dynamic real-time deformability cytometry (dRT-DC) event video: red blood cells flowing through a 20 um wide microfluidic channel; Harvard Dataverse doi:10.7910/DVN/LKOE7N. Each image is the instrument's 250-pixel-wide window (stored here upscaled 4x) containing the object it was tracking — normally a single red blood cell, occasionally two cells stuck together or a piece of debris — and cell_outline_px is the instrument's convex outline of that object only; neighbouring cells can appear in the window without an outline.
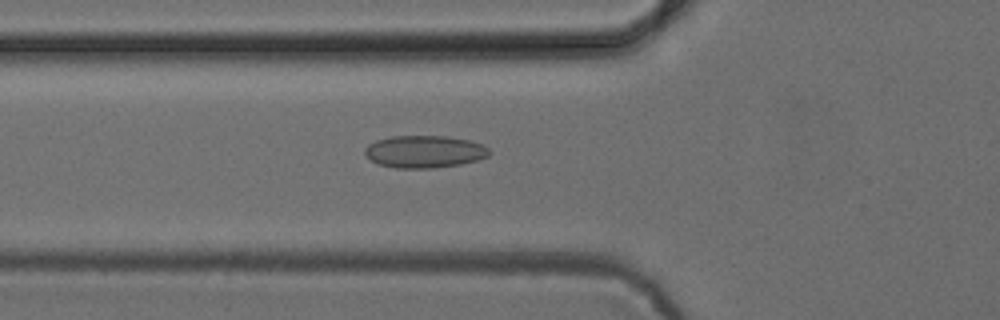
{"species": "common noctule bat (a hibernating species)", "species_latin": "Nyctalus noctula", "temperature_condition": "cold", "stored_images_in_passage": 32, "camera_frame_rate_fps": 3000, "um_per_image_px": 0.085, "animal": {"sex": "female", "body_mass_g": 24.6, "forearm_length_mm": 56.2}, "frame": {"image": 1, "passage_image": 2, "time_ms": 0.333, "image_size_px": [1000, 320], "cell_outline_px": [[492, 152], [488, 156], [476, 160], [460, 164], [432, 168], [396, 168], [380, 164], [372, 160], [364, 152], [364, 148], [368, 144], [376, 140], [392, 136], [448, 136], [472, 140], [488, 148]], "centroid_in_image_um": [36.1, 12.88], "position_along_channel_um": 89.7, "area_um2": 23.41}}
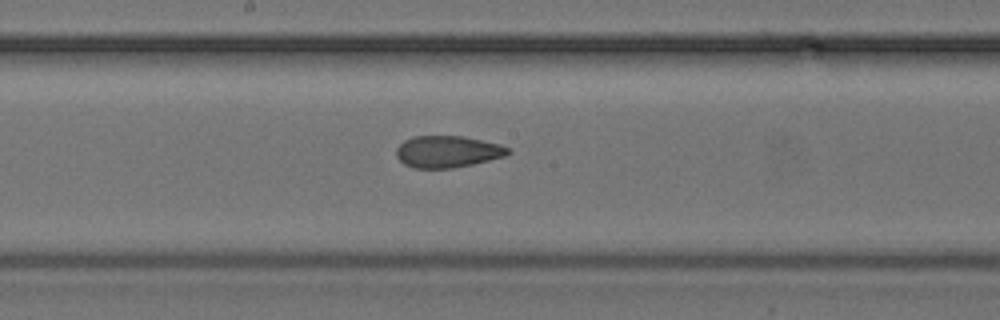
{"frame": {"image": 2, "passage_image": 11, "time_ms": 3.333, "image_size_px": [1000, 320], "cell_outline_px": [[512, 152], [504, 156], [472, 164], [452, 168], [412, 168], [404, 164], [396, 156], [396, 148], [404, 140], [412, 136], [460, 136], [500, 144], [508, 148]], "centroid_in_image_um": [38.0, 12.89], "position_along_channel_um": 210.2, "area_um2": 20.58}}
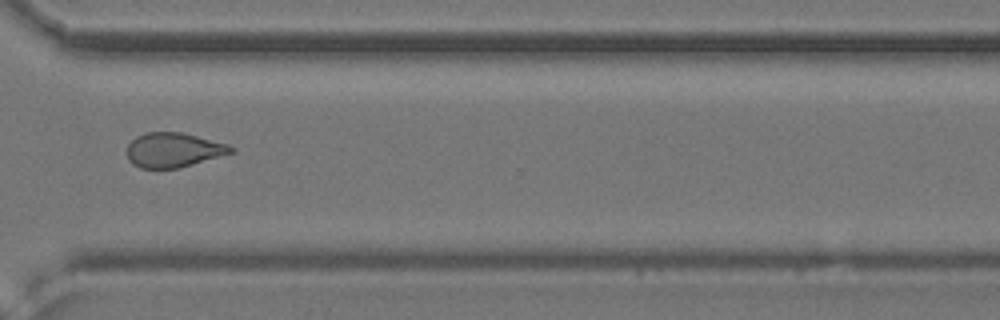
{"frame": {"image": 3, "passage_image": 22, "time_ms": 7.0, "image_size_px": [1000, 320], "cell_outline_px": [[236, 148], [232, 152], [180, 168], [140, 168], [132, 164], [128, 160], [128, 144], [136, 136], [144, 132], [180, 132], [228, 144]], "centroid_in_image_um": [14.71, 12.75], "position_along_channel_um": 355.9, "area_um2": 20.81}}